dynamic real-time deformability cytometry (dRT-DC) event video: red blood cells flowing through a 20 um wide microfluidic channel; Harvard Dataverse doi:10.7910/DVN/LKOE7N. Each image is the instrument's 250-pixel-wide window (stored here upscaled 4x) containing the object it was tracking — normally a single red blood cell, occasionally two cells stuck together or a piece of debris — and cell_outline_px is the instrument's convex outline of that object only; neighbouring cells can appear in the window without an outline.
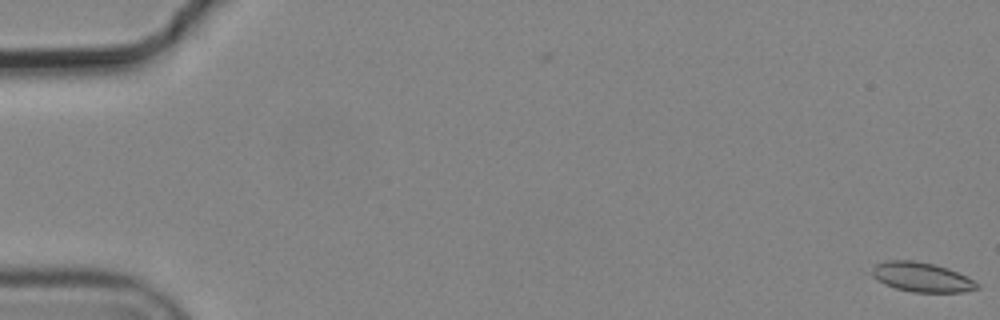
{"species": "common noctule bat (a hibernating species)", "species_latin": "Nyctalus noctula", "temperature_condition": "cold", "stored_images_in_passage": 5, "camera_frame_rate_fps": 3000, "um_per_image_px": 0.085, "animal": {"sex": "male", "body_mass_g": 19.2, "forearm_length_mm": 51.8}, "frame": {"image": 1, "passage_image": 1, "time_ms": 0.0, "image_size_px": [1000, 320], "cell_outline_px": [[980, 288], [964, 292], [912, 292], [896, 288], [884, 284], [876, 280], [872, 276], [872, 268], [876, 264], [888, 260], [916, 260], [948, 268], [968, 276], [980, 284]], "centroid_in_image_um": [78.37, 23.56], "position_along_channel_um": 6.6, "area_um2": 18.26}}
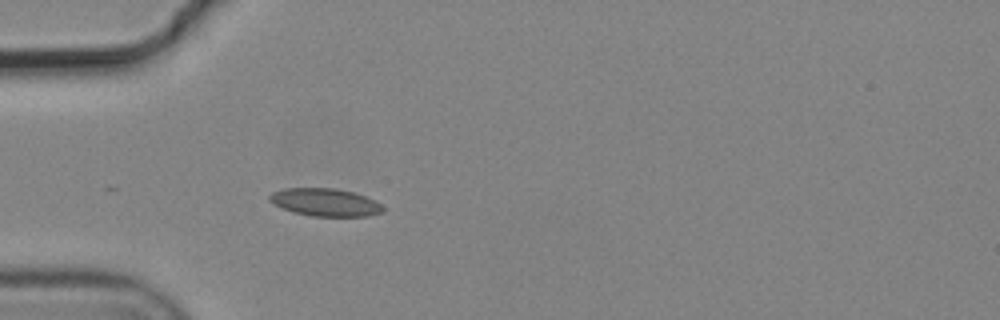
{"frame": {"image": 2, "passage_image": 5, "time_ms": 1.333, "image_size_px": [1000, 320], "cell_outline_px": [[384, 212], [368, 216], [312, 216], [292, 212], [280, 208], [272, 204], [268, 200], [268, 196], [272, 192], [284, 188], [336, 188], [352, 192], [376, 200], [384, 208]], "centroid_in_image_um": [27.6, 17.2], "position_along_channel_um": 57.4, "area_um2": 18.55}}